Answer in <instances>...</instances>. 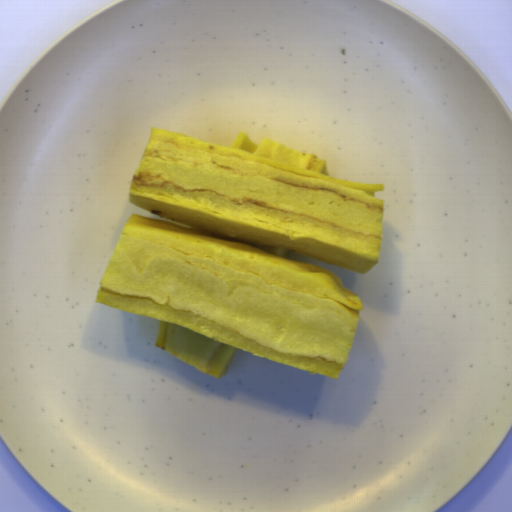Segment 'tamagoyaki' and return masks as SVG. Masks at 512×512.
<instances>
[{
	"label": "tamagoyaki",
	"mask_w": 512,
	"mask_h": 512,
	"mask_svg": "<svg viewBox=\"0 0 512 512\" xmlns=\"http://www.w3.org/2000/svg\"><path fill=\"white\" fill-rule=\"evenodd\" d=\"M384 183L335 179L325 159L264 136L229 147L151 127L132 213L95 302L159 321L154 344L221 378L238 349L332 379L349 359L360 297L326 268L379 264Z\"/></svg>",
	"instance_id": "obj_1"
}]
</instances>
